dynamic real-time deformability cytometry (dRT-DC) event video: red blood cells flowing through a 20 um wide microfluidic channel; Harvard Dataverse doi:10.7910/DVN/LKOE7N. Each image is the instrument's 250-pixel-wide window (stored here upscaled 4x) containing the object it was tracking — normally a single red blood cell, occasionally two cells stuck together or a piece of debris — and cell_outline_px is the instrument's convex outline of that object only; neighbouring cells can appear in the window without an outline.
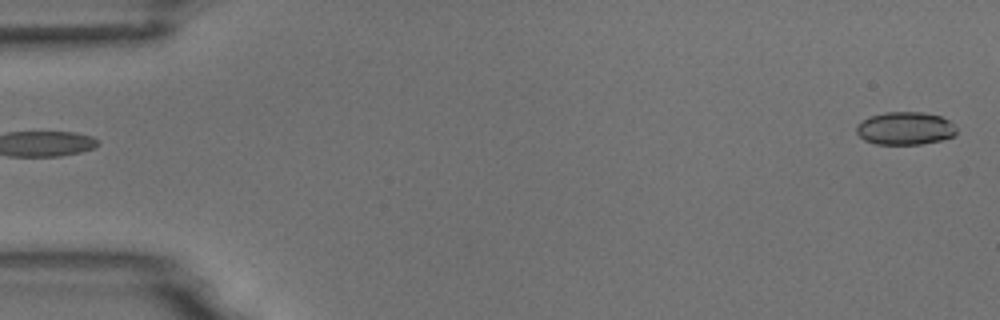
{"species": "common noctule bat (a hibernating species)", "species_latin": "Nyctalus noctula", "temperature_condition": "room temperature", "stored_images_in_passage": 2, "camera_frame_rate_fps": 3000, "um_per_image_px": 0.085, "animal": {"sex": "male", "body_mass_g": 18.8}, "frame": {"image": 1, "passage_image": 2, "time_ms": 1.333, "image_size_px": [1000, 320], "cell_outline_px": [[956, 132], [952, 136], [940, 140], [920, 144], [876, 144], [864, 140], [856, 132], [856, 124], [868, 116], [884, 112], [924, 112], [940, 116], [948, 120], [956, 128]], "centroid_in_image_um": [76.89, 10.9], "position_along_channel_um": 8.1, "area_um2": 19.19}}